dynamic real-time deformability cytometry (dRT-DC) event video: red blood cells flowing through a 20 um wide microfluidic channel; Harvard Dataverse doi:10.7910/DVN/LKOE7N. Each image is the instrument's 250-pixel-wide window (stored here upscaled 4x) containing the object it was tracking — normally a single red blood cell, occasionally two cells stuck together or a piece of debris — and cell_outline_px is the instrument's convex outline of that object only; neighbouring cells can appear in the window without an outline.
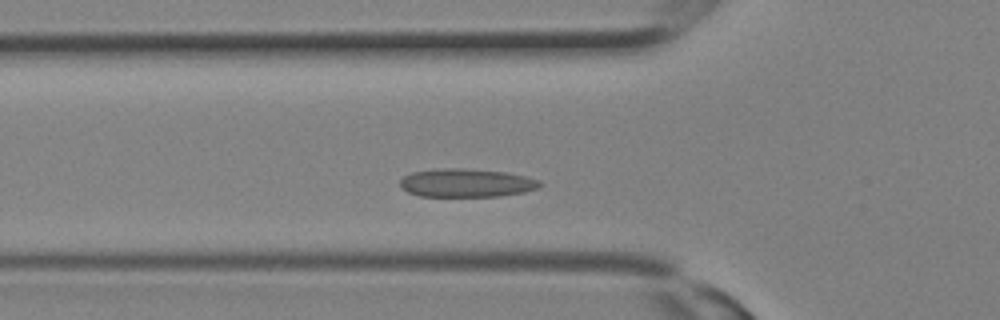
{"species": "Egyptian fruit bat (a non-hibernating species)", "species_latin": "Rousettus aegyptiacus", "temperature_condition": "room temperature", "stored_images_in_passage": 10, "camera_frame_rate_fps": 3000, "um_per_image_px": 0.085, "animal": {"sex": "female"}, "frame": {"image": 1, "passage_image": 6, "time_ms": 1.667, "image_size_px": [1000, 320], "cell_outline_px": [[544, 184], [540, 188], [524, 192], [500, 196], [420, 196], [408, 192], [400, 188], [400, 180], [404, 176], [412, 172], [444, 168], [460, 168], [504, 172], [524, 176], [540, 180]], "centroid_in_image_um": [39.66, 15.55], "position_along_channel_um": 86.1, "area_um2": 23.12}}
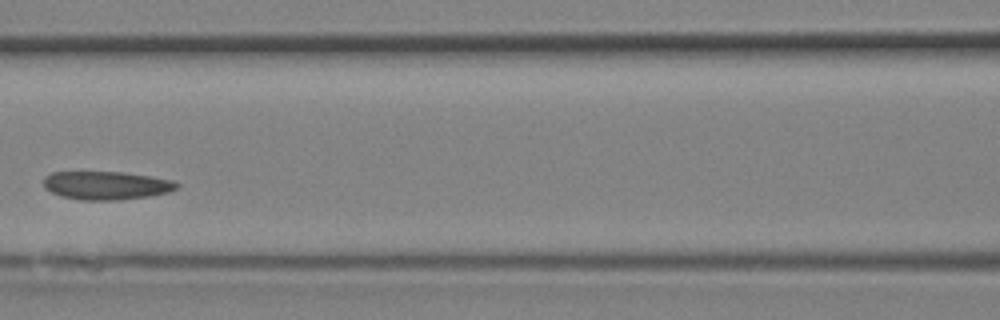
{"frame": {"image": 2, "passage_image": 9, "time_ms": 2.667, "image_size_px": [1000, 320], "cell_outline_px": [[180, 184], [176, 188], [168, 192], [152, 196], [116, 200], [80, 200], [60, 196], [44, 188], [44, 176], [52, 172], [124, 172], [172, 180]], "centroid_in_image_um": [9.01, 15.76], "position_along_channel_um": 157.6, "area_um2": 22.02}}